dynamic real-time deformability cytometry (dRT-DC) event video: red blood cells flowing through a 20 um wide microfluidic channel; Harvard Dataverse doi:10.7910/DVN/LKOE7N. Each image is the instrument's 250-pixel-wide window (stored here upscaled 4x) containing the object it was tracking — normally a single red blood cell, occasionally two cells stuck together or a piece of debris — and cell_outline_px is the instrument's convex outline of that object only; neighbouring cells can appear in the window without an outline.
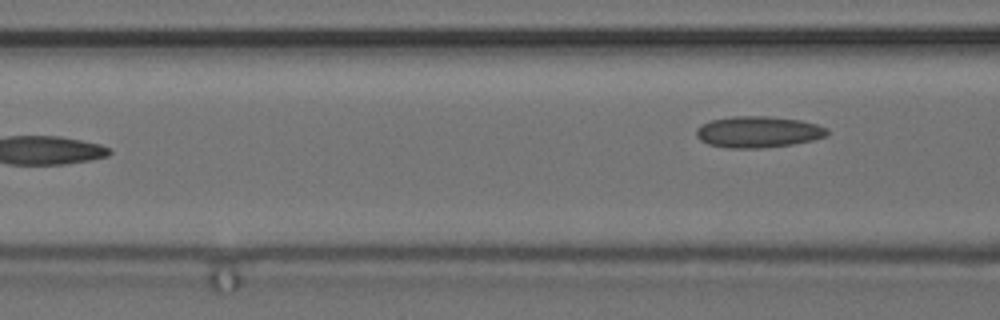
{"species": "common noctule bat (a hibernating species)", "species_latin": "Nyctalus noctula", "temperature_condition": "cold", "stored_images_in_passage": 5, "camera_frame_rate_fps": 3000, "um_per_image_px": 0.085, "animal": {"sex": "female", "body_mass_g": 24.6, "forearm_length_mm": 56.2}, "frame": {"image": 1, "passage_image": 5, "time_ms": 1.333, "image_size_px": [1000, 320], "cell_outline_px": [[828, 136], [812, 140], [792, 144], [760, 148], [728, 148], [708, 144], [700, 140], [696, 136], [696, 128], [700, 124], [712, 120], [732, 116], [768, 116], [800, 120], [816, 124], [828, 128]], "centroid_in_image_um": [64.43, 11.21], "position_along_channel_um": 102.2, "area_um2": 23.99}}